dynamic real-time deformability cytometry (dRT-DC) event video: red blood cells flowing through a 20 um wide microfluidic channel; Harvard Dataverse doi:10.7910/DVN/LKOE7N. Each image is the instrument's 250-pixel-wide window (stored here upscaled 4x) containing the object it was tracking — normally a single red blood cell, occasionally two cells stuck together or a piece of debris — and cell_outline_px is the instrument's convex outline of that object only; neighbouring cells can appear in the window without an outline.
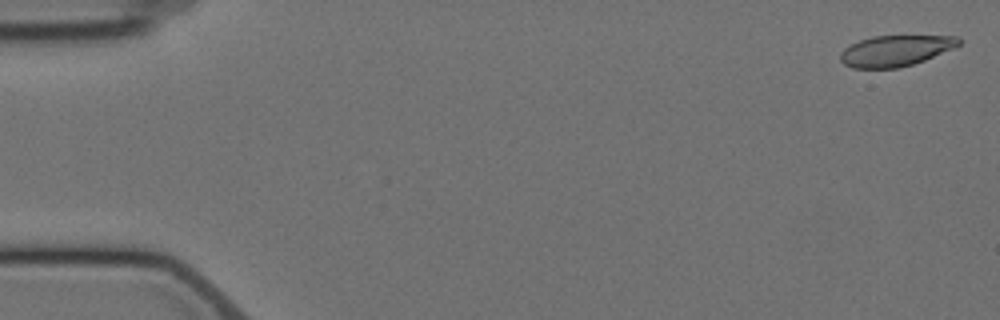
{"species": "Egyptian fruit bat (a non-hibernating species)", "species_latin": "Rousettus aegyptiacus", "temperature_condition": "cold", "stored_images_in_passage": 7, "camera_frame_rate_fps": 3000, "um_per_image_px": 0.085, "animal": {"sex": "female"}, "frame": {"image": 1, "passage_image": 1, "time_ms": 0.0, "image_size_px": [1000, 320], "cell_outline_px": [[960, 44], [952, 48], [924, 60], [900, 68], [852, 68], [844, 64], [840, 60], [840, 52], [844, 48], [860, 40], [872, 36], [956, 36], [960, 40]], "centroid_in_image_um": [76.07, 4.32], "position_along_channel_um": 8.9, "area_um2": 21.1}}
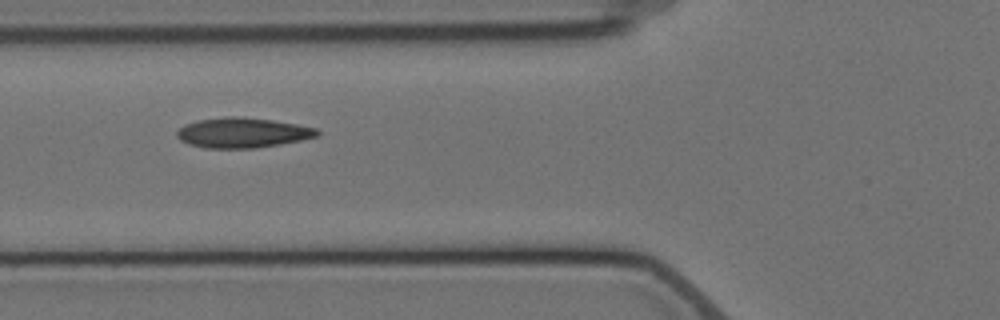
{"frame": {"image": 2, "passage_image": 6, "time_ms": 6.667, "image_size_px": [1000, 320], "cell_outline_px": [[320, 132], [316, 136], [300, 140], [280, 144], [256, 148], [204, 148], [188, 144], [180, 140], [176, 136], [176, 132], [184, 124], [196, 120], [228, 116], [244, 116], [272, 120], [296, 124], [316, 128]], "centroid_in_image_um": [20.56, 11.27], "position_along_channel_um": 105.2, "area_um2": 24.68}}
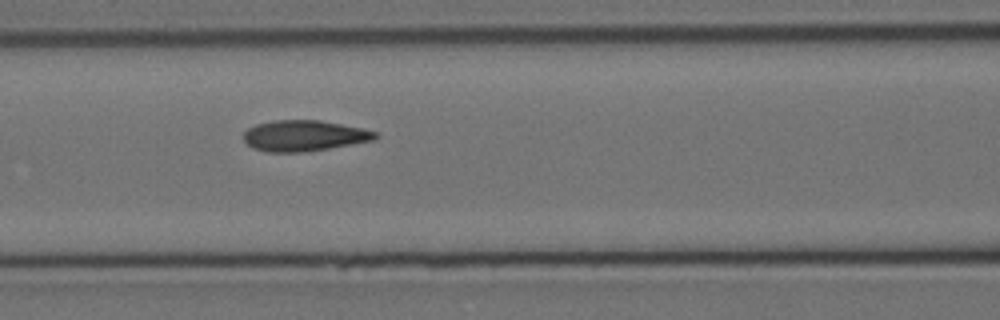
{"frame": {"image": 3, "passage_image": 7, "time_ms": 7.667, "image_size_px": [1000, 320], "cell_outline_px": [[380, 136], [376, 140], [304, 152], [268, 152], [252, 148], [244, 140], [244, 132], [248, 128], [256, 124], [272, 120], [320, 120], [364, 128], [376, 132]], "centroid_in_image_um": [25.87, 11.53], "position_along_channel_um": 140.7, "area_um2": 23.81}}